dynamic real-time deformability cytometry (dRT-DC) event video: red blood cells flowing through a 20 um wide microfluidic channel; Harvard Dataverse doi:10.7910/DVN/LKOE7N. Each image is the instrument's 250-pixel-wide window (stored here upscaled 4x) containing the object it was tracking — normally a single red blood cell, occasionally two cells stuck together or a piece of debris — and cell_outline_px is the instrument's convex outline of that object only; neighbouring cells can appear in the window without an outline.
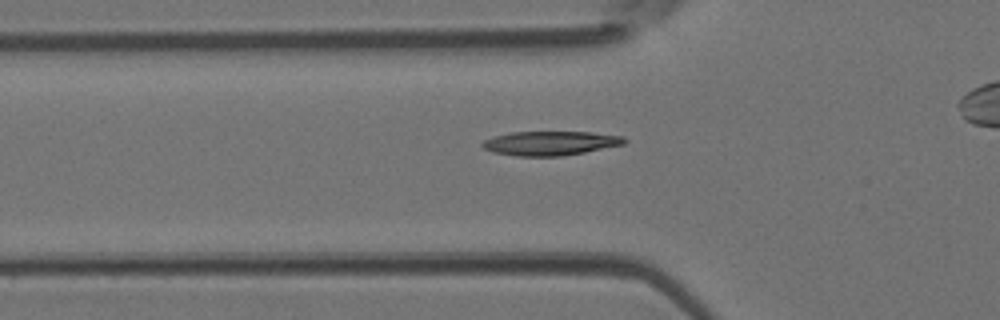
{"species": "Egyptian fruit bat (a non-hibernating species)", "species_latin": "Rousettus aegyptiacus", "temperature_condition": "room temperature", "stored_images_in_passage": 40, "camera_frame_rate_fps": 3000, "um_per_image_px": 0.085, "animal": {"sex": "female"}, "frame": {"image": 1, "passage_image": 16, "time_ms": 5.0, "image_size_px": [1000, 320], "cell_outline_px": [[628, 140], [624, 144], [584, 152], [560, 156], [516, 156], [492, 152], [484, 148], [480, 144], [484, 140], [492, 136], [512, 132], [592, 132], [624, 136]], "centroid_in_image_um": [46.76, 12.17], "position_along_channel_um": 79.0, "area_um2": 20.06}}
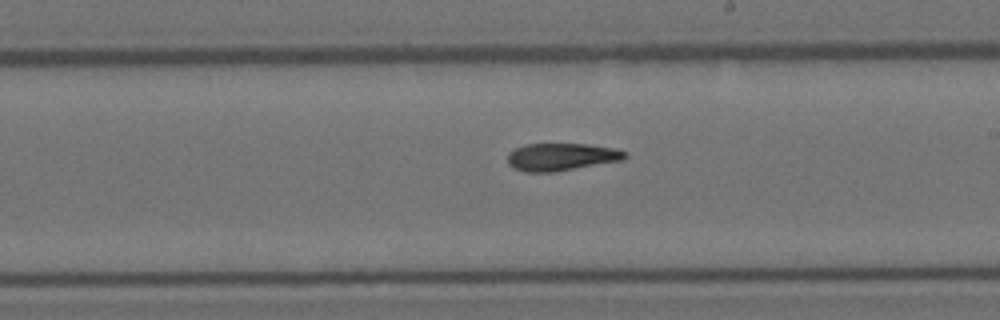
{"frame": {"image": 2, "passage_image": 27, "time_ms": 8.667, "image_size_px": [1000, 320], "cell_outline_px": [[628, 156], [624, 160], [556, 172], [524, 172], [512, 168], [508, 164], [508, 152], [516, 148], [528, 144], [588, 144], [616, 148], [628, 152]], "centroid_in_image_um": [47.75, 13.34], "position_along_channel_um": 241.2, "area_um2": 19.13}}
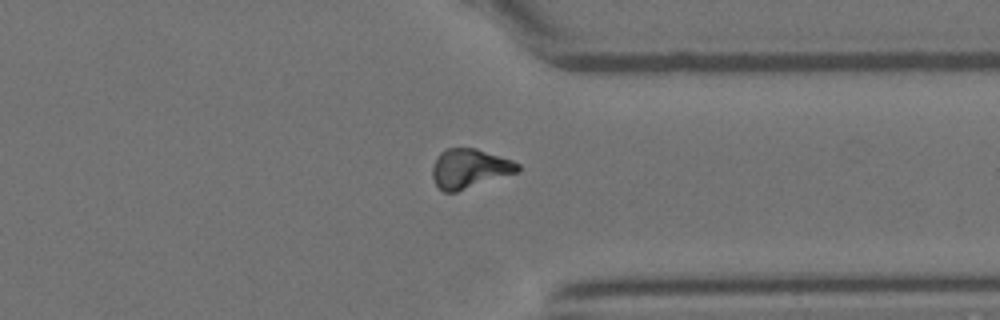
{"frame": {"image": 3, "passage_image": 36, "time_ms": 11.667, "image_size_px": [1000, 320], "cell_outline_px": [[520, 172], [456, 192], [444, 192], [436, 184], [432, 176], [432, 164], [440, 152], [448, 148], [476, 148], [512, 160], [520, 164]], "centroid_in_image_um": [39.92, 14.33], "position_along_channel_um": 371.5, "area_um2": 19.71}}